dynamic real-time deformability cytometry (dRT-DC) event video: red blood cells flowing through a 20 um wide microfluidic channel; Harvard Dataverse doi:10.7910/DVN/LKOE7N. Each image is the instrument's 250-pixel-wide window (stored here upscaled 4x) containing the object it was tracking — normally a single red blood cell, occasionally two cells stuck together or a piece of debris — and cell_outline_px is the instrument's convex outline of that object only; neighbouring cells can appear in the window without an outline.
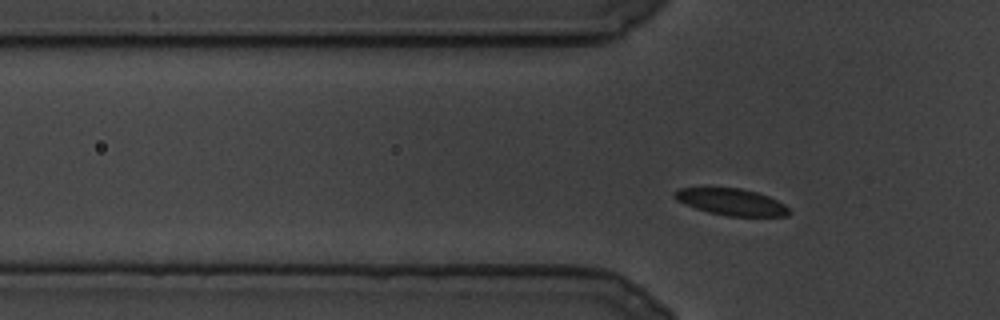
{"species": "common noctule bat (a hibernating species)", "species_latin": "Nyctalus noctula", "temperature_condition": "cold", "stored_images_in_passage": 75, "camera_frame_rate_fps": 3000, "um_per_image_px": 0.085, "animal": {"sex": "male", "body_mass_g": 19.5, "forearm_length_mm": 54.6}, "frame": {"image": 1, "passage_image": 16, "time_ms": 5.0, "image_size_px": [1000, 320], "cell_outline_px": [[792, 212], [788, 216], [728, 216], [708, 212], [696, 208], [676, 200], [672, 196], [672, 192], [680, 188], [740, 188], [756, 192], [768, 196], [784, 204]], "centroid_in_image_um": [62.16, 17.17], "position_along_channel_um": 63.6, "area_um2": 17.74}}
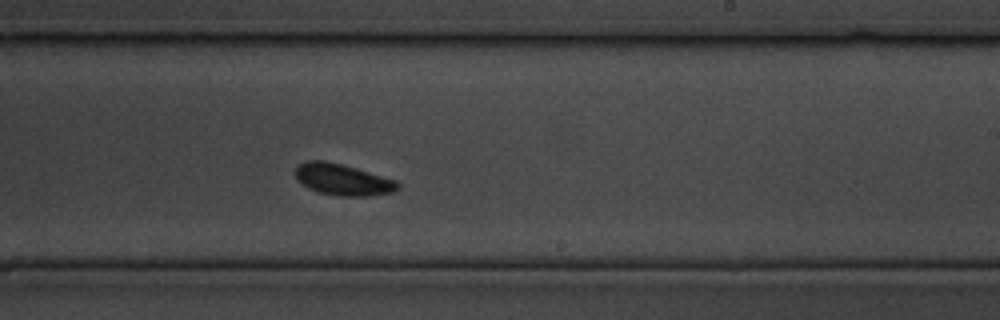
{"frame": {"image": 2, "passage_image": 49, "time_ms": 16.0, "image_size_px": [1000, 320], "cell_outline_px": [[400, 188], [392, 192], [368, 196], [336, 196], [320, 192], [308, 188], [296, 176], [296, 164], [304, 160], [324, 160], [356, 168], [396, 180], [400, 184]], "centroid_in_image_um": [29.14, 15.26], "position_along_channel_um": 259.9, "area_um2": 18.67}}
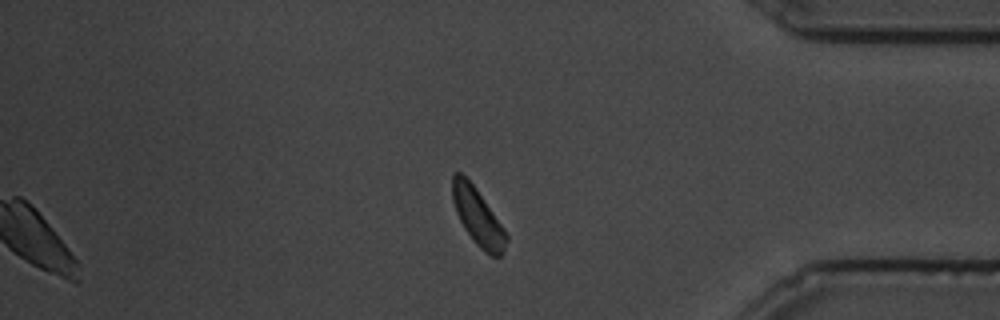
{"frame": {"image": 3, "passage_image": 75, "time_ms": 24.667, "image_size_px": [1000, 320], "cell_outline_px": [[508, 240], [500, 256], [492, 256], [484, 252], [472, 240], [464, 228], [456, 212], [452, 200], [452, 172], [460, 172], [476, 188], [504, 228], [508, 236]], "centroid_in_image_um": [40.6, 18.43], "position_along_channel_um": 394.6, "area_um2": 17.8}}